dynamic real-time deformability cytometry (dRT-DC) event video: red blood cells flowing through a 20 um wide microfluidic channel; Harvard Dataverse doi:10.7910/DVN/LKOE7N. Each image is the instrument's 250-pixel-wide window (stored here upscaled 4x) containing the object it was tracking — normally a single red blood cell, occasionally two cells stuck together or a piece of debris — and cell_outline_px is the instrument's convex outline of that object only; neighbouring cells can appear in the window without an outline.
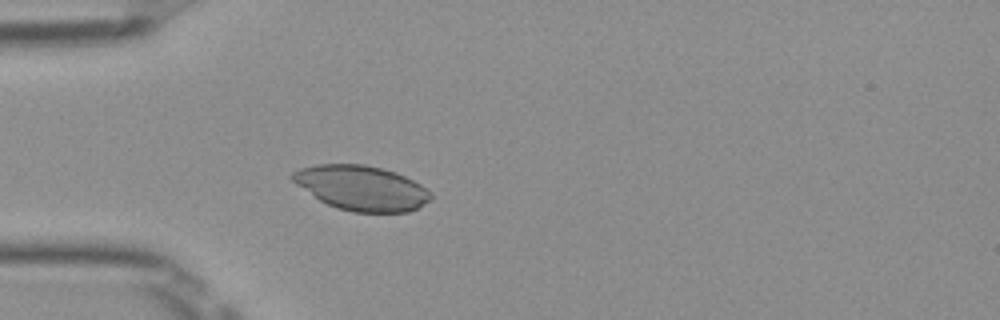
{"species": "Egyptian fruit bat (a non-hibernating species)", "species_latin": "Rousettus aegyptiacus", "temperature_condition": "room temperature", "stored_images_in_passage": 50, "camera_frame_rate_fps": 3000, "um_per_image_px": 0.085, "frame": {"image": 1, "passage_image": 14, "time_ms": 4.333, "image_size_px": [1000, 320], "cell_outline_px": [[432, 196], [428, 200], [416, 208], [408, 212], [352, 212], [336, 208], [320, 200], [296, 184], [288, 176], [292, 172], [300, 168], [320, 164], [364, 164], [396, 172], [428, 188], [432, 192]], "centroid_in_image_um": [30.71, 15.97], "position_along_channel_um": 54.3, "area_um2": 35.95}}
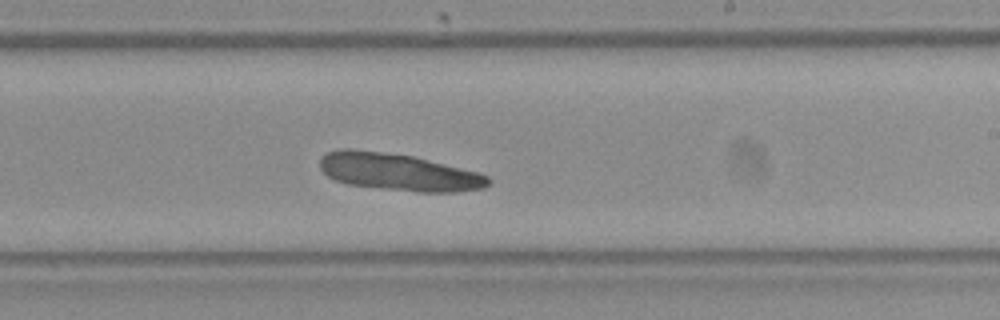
{"frame": {"image": 2, "passage_image": 30, "time_ms": 9.667, "image_size_px": [1000, 320], "cell_outline_px": [[492, 184], [484, 188], [456, 192], [416, 192], [348, 184], [336, 180], [328, 176], [320, 168], [320, 156], [328, 152], [340, 148], [352, 148], [412, 156], [480, 172], [488, 176], [492, 180]], "centroid_in_image_um": [33.91, 14.62], "position_along_channel_um": 255.1, "area_um2": 36.65}}
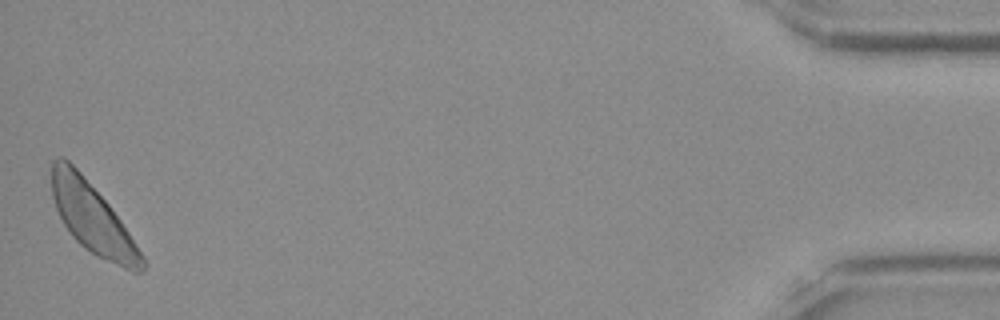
{"frame": {"image": 3, "passage_image": 50, "time_ms": 16.333, "image_size_px": [1000, 320], "cell_outline_px": [[144, 272], [132, 272], [96, 256], [84, 248], [72, 236], [64, 224], [56, 208], [52, 196], [52, 160], [56, 156], [64, 156], [80, 172], [108, 204], [120, 220], [144, 256]], "centroid_in_image_um": [7.85, 18.55], "position_along_channel_um": 427.4, "area_um2": 36.47}}